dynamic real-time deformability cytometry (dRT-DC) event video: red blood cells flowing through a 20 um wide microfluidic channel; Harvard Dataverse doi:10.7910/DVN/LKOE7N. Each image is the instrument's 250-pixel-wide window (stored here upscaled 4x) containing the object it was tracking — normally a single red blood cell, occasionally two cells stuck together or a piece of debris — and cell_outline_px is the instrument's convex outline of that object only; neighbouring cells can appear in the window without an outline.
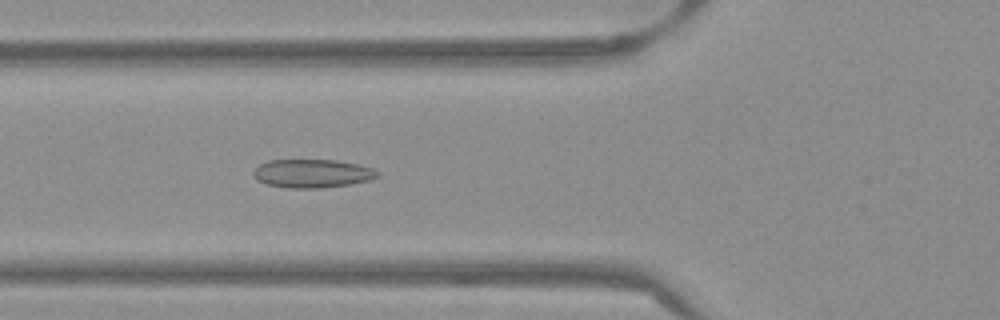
{"species": "Egyptian fruit bat (a non-hibernating species)", "species_latin": "Rousettus aegyptiacus", "temperature_condition": "warm", "stored_images_in_passage": 53, "camera_frame_rate_fps": 3000, "um_per_image_px": 0.085, "frame": {"image": 1, "passage_image": 20, "time_ms": 6.333, "image_size_px": [1000, 320], "cell_outline_px": [[380, 176], [368, 180], [348, 184], [320, 188], [288, 188], [268, 184], [256, 180], [252, 172], [260, 164], [268, 160], [336, 160], [356, 164], [372, 168], [380, 172]], "centroid_in_image_um": [26.53, 14.74], "position_along_channel_um": 99.3, "area_um2": 20.46}}
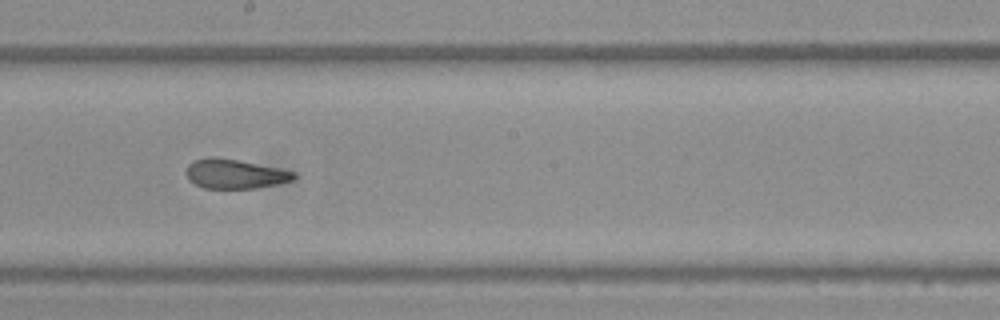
{"frame": {"image": 2, "passage_image": 30, "time_ms": 9.667, "image_size_px": [1000, 320], "cell_outline_px": [[296, 176], [292, 180], [276, 184], [252, 188], [204, 188], [188, 180], [184, 172], [188, 164], [192, 160], [212, 156], [236, 160], [296, 172]], "centroid_in_image_um": [19.88, 14.77], "position_along_channel_um": 228.3, "area_um2": 18.26}}
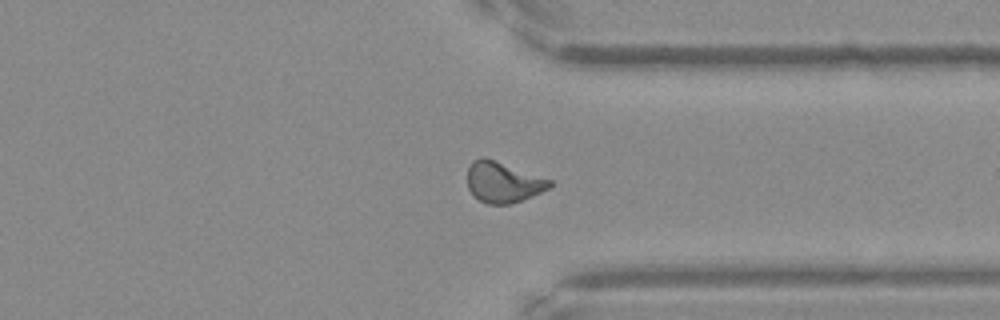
{"frame": {"image": 3, "passage_image": 41, "time_ms": 13.333, "image_size_px": [1000, 320], "cell_outline_px": [[552, 184], [548, 188], [532, 196], [508, 204], [488, 204], [472, 196], [468, 188], [468, 168], [472, 160], [480, 156], [484, 156], [552, 180]], "centroid_in_image_um": [42.72, 15.47], "position_along_channel_um": 368.7, "area_um2": 19.48}, "authors_computed_cell_mechanics": {"area_um2": 19.4208, "velocity_mm_per_s": 3.8484, "shape_relaxation_time_tau1_ms": null, "shape_relaxation_time_tau2_ms": 1.54, "deformation_change_tau1": null, "deformation_change_tau2": 0.0876}}